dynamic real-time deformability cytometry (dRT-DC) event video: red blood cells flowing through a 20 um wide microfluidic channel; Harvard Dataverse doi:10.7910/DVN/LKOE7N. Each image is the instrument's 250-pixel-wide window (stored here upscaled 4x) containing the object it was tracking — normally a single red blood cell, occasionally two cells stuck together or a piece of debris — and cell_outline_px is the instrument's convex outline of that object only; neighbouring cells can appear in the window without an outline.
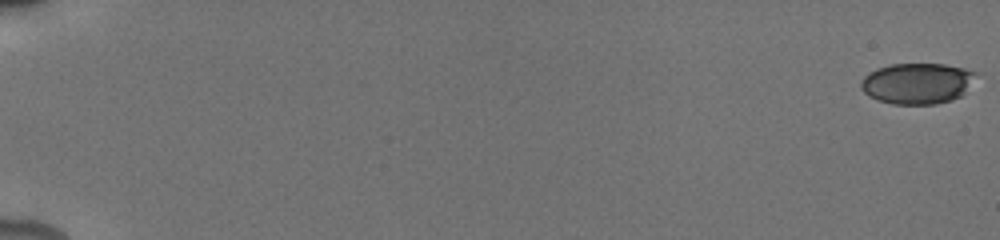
{"species": "human", "species_latin": "Homo sapiens", "temperature_condition": "cold", "stored_images_in_passage": 46, "camera_frame_rate_fps": 3000, "um_per_image_px": 0.085, "donor": {"sex": "male"}, "frame": {"image": 1, "passage_image": 1, "time_ms": 0.0, "image_size_px": [1000, 240], "cell_outline_px": [[976, 72], [964, 92], [960, 96], [952, 100], [936, 104], [892, 104], [876, 100], [868, 96], [860, 88], [860, 80], [868, 72], [876, 68], [892, 64], [944, 64], [964, 68]], "centroid_in_image_um": [77.88, 7.09], "position_along_channel_um": 7.1, "area_um2": 27.4}}
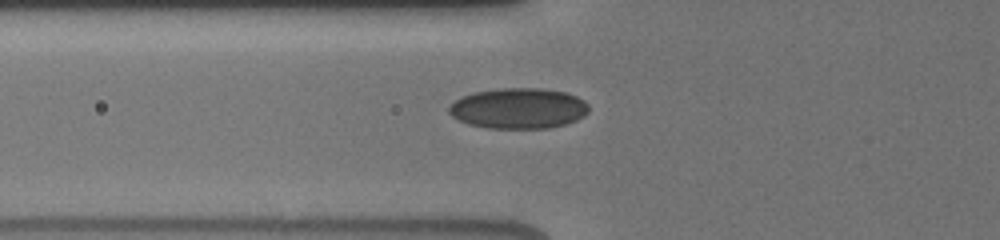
{"frame": {"image": 2, "passage_image": 19, "time_ms": 7.333, "image_size_px": [1000, 240], "cell_outline_px": [[588, 112], [584, 116], [576, 120], [564, 124], [548, 128], [488, 128], [468, 124], [452, 116], [448, 112], [448, 108], [456, 100], [464, 96], [476, 92], [496, 88], [540, 88], [564, 92], [576, 96], [584, 100], [588, 104]], "centroid_in_image_um": [44.08, 9.21], "position_along_channel_um": 81.7, "area_um2": 32.95}}
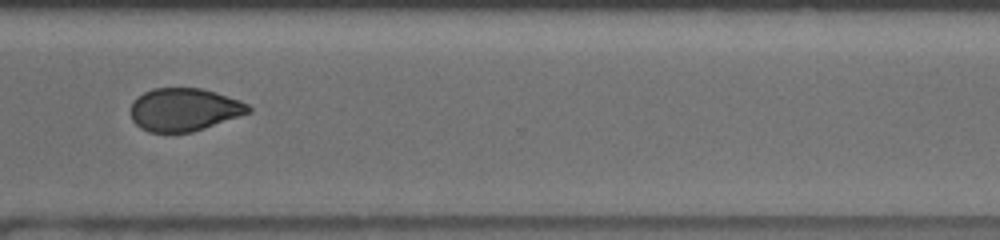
{"frame": {"image": 3, "passage_image": 37, "time_ms": 14.333, "image_size_px": [1000, 240], "cell_outline_px": [[252, 112], [192, 132], [148, 132], [140, 128], [132, 120], [132, 104], [144, 92], [152, 88], [200, 88], [216, 92], [240, 100], [248, 104], [252, 108]], "centroid_in_image_um": [15.69, 9.31], "position_along_channel_um": 354.9, "area_um2": 29.3}, "authors_computed_cell_mechanics": {"area_um2": 29.9115, "velocity_mm_per_s": 3.8952, "shape_relaxation_time_tau1_ms": 4.5023, "shape_relaxation_time_tau2_ms": 10.2441, "deformation_change_tau1": 0.0798, "deformation_change_tau2": 0.1432}}